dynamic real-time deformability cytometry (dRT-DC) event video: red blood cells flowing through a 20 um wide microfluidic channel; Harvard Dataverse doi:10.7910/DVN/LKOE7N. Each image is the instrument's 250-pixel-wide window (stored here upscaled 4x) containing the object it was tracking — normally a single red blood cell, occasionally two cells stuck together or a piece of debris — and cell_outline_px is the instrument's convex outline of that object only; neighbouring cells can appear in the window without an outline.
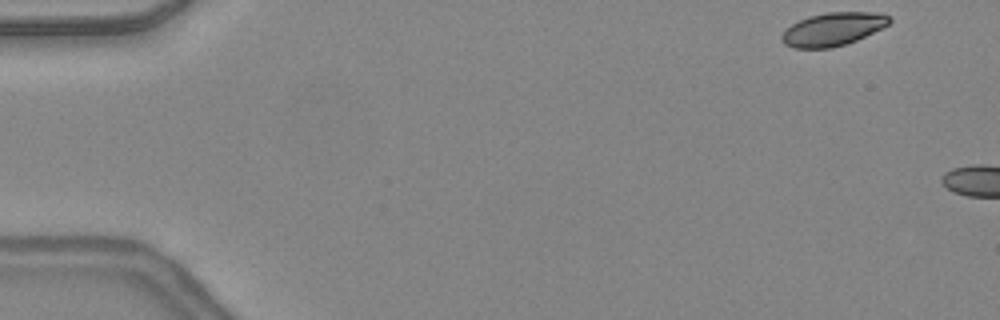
{"species": "common noctule bat (a hibernating species)", "species_latin": "Nyctalus noctula", "temperature_condition": "warm", "stored_images_in_passage": 4, "camera_frame_rate_fps": 3000, "um_per_image_px": 0.085, "animal": {"sex": "female", "body_mass_g": 24.6, "forearm_length_mm": 56.2}, "frame": {"image": 1, "passage_image": 1, "time_ms": 0.0, "image_size_px": [1000, 320], "cell_outline_px": [[892, 20], [888, 24], [856, 40], [832, 48], [792, 48], [784, 44], [780, 40], [780, 36], [792, 24], [808, 16], [828, 12], [880, 12], [892, 16]], "centroid_in_image_um": [70.79, 2.47], "position_along_channel_um": 14.2, "area_um2": 20.75}}